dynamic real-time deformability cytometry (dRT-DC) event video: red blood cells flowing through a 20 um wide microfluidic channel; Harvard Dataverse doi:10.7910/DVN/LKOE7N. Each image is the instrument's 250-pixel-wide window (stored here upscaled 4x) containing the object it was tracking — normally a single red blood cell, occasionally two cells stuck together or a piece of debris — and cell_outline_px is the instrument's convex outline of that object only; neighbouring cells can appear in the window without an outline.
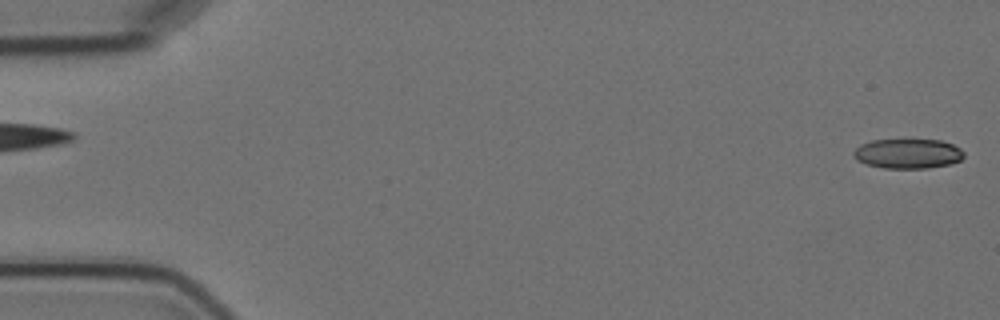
{"species": "Egyptian fruit bat (a non-hibernating species)", "species_latin": "Rousettus aegyptiacus", "temperature_condition": "cold", "stored_images_in_passage": 3, "segment_of_instrument_passage": [2, 2], "camera_frame_rate_fps": 3000, "um_per_image_px": 0.085, "animal": {"sex": "female"}, "frame": {"image": 1, "passage_image": 3, "time_ms": 2.667, "image_size_px": [1000, 320], "cell_outline_px": [[964, 156], [960, 160], [948, 164], [928, 168], [884, 168], [868, 164], [856, 160], [852, 156], [852, 152], [860, 144], [872, 140], [940, 140], [952, 144], [960, 148], [964, 152]], "centroid_in_image_um": [77.14, 13.05], "position_along_channel_um": 7.9, "area_um2": 19.07}}